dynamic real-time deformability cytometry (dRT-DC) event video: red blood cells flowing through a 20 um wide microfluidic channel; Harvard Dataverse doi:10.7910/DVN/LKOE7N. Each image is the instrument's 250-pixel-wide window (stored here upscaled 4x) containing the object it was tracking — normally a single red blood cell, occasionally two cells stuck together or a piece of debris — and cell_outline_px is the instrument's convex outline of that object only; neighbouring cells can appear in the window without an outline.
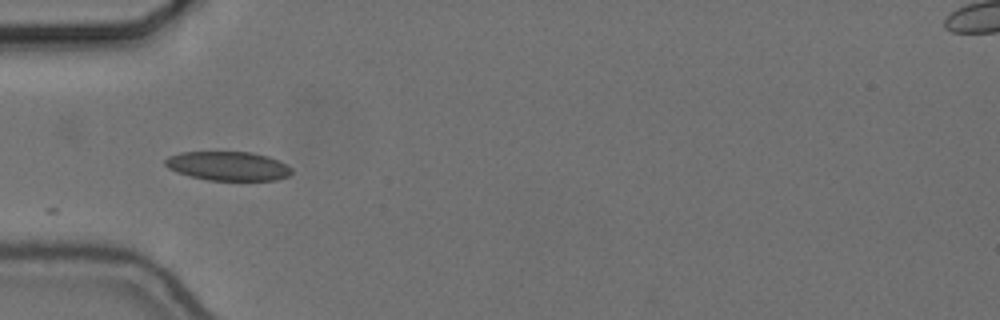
{"species": "common noctule bat (a hibernating species)", "species_latin": "Nyctalus noctula", "temperature_condition": "cold", "stored_images_in_passage": 15, "camera_frame_rate_fps": 3000, "um_per_image_px": 0.085, "animal": {"sex": "female", "body_mass_g": 24.6, "forearm_length_mm": 56.2}, "frame": {"image": 1, "passage_image": 1, "time_ms": 0.0, "image_size_px": [1000, 320], "cell_outline_px": [[292, 172], [288, 176], [276, 180], [208, 180], [176, 172], [168, 168], [164, 164], [164, 160], [168, 156], [180, 152], [252, 152], [268, 156], [292, 168]], "centroid_in_image_um": [19.35, 14.11], "position_along_channel_um": 65.6, "area_um2": 21.33}}
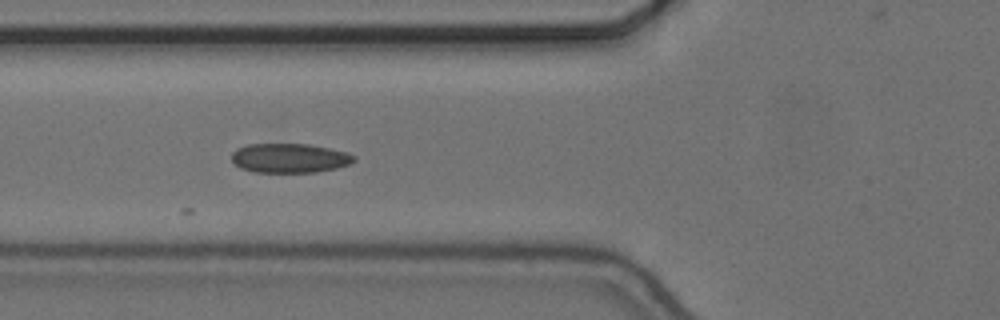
{"frame": {"image": 2, "passage_image": 4, "time_ms": 1.0, "image_size_px": [1000, 320], "cell_outline_px": [[356, 160], [348, 164], [336, 168], [316, 172], [252, 172], [240, 168], [232, 160], [232, 152], [236, 148], [248, 144], [308, 144], [348, 152], [356, 156]], "centroid_in_image_um": [24.61, 13.43], "position_along_channel_um": 101.2, "area_um2": 20.98}}